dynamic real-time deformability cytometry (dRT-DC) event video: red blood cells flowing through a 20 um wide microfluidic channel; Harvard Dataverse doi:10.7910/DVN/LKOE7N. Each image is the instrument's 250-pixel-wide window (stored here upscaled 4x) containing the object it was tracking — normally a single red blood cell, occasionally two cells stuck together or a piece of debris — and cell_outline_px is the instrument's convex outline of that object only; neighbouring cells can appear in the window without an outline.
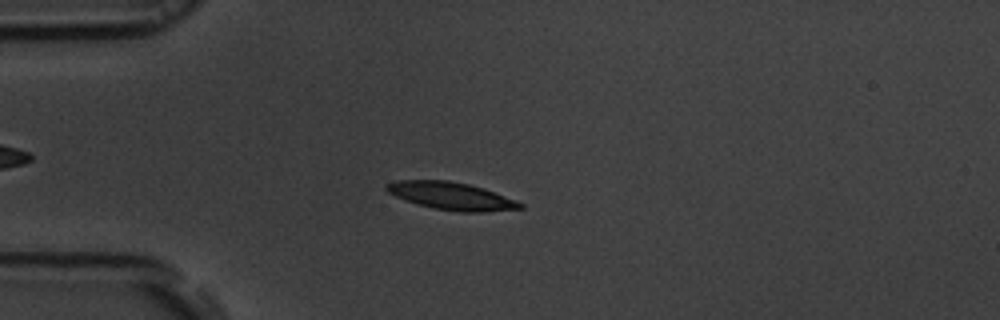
{"species": "common noctule bat (a hibernating species)", "species_latin": "Nyctalus noctula", "temperature_condition": "room temperature", "stored_images_in_passage": 54, "camera_frame_rate_fps": 3000, "um_per_image_px": 0.085, "animal": {"sex": "male", "body_mass_g": 19.5, "forearm_length_mm": 54.6}, "frame": {"image": 1, "passage_image": 14, "time_ms": 4.333, "image_size_px": [1000, 320], "cell_outline_px": [[524, 208], [484, 212], [460, 212], [432, 208], [416, 204], [404, 200], [388, 192], [384, 188], [384, 184], [396, 180], [448, 180], [468, 184], [484, 188], [524, 204]], "centroid_in_image_um": [38.32, 16.66], "position_along_channel_um": 46.7, "area_um2": 21.56}}
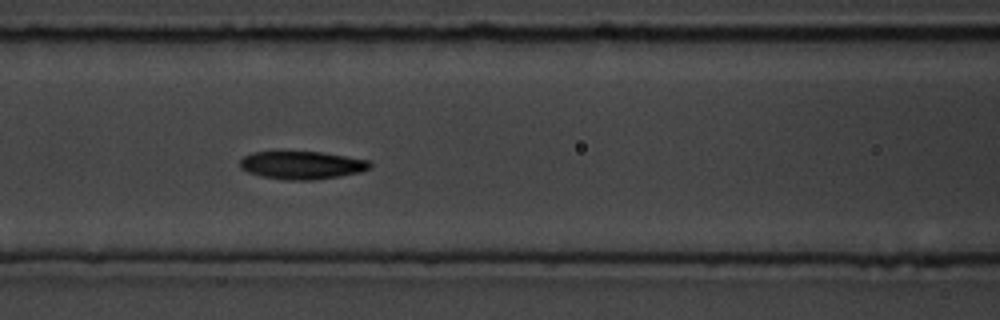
{"frame": {"image": 2, "passage_image": 23, "time_ms": 7.333, "image_size_px": [1000, 320], "cell_outline_px": [[372, 168], [360, 172], [340, 176], [316, 180], [288, 180], [260, 176], [248, 172], [240, 168], [240, 160], [244, 156], [252, 152], [280, 148], [320, 152], [368, 160], [372, 164]], "centroid_in_image_um": [25.59, 13.99], "position_along_channel_um": 141.0, "area_um2": 22.14}}
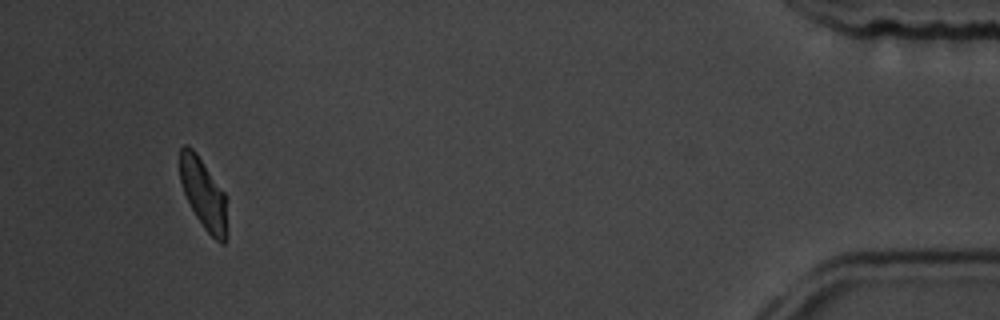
{"frame": {"image": 3, "passage_image": 51, "time_ms": 16.667, "image_size_px": [1000, 320], "cell_outline_px": [[228, 240], [224, 244], [220, 244], [204, 228], [196, 216], [184, 192], [180, 180], [180, 148], [184, 144], [188, 144], [196, 152], [224, 192], [228, 232]], "centroid_in_image_um": [17.31, 16.5], "position_along_channel_um": 417.9, "area_um2": 19.36}, "authors_computed_cell_mechanics": {"area_um2": 21.2415, "velocity_mm_per_s": 3.7528, "shape_relaxation_time_tau1_ms": 3.5262, "shape_relaxation_time_tau2_ms": 2.8399, "deformation_change_tau1": 0.1263, "deformation_change_tau2": 0.0834}}